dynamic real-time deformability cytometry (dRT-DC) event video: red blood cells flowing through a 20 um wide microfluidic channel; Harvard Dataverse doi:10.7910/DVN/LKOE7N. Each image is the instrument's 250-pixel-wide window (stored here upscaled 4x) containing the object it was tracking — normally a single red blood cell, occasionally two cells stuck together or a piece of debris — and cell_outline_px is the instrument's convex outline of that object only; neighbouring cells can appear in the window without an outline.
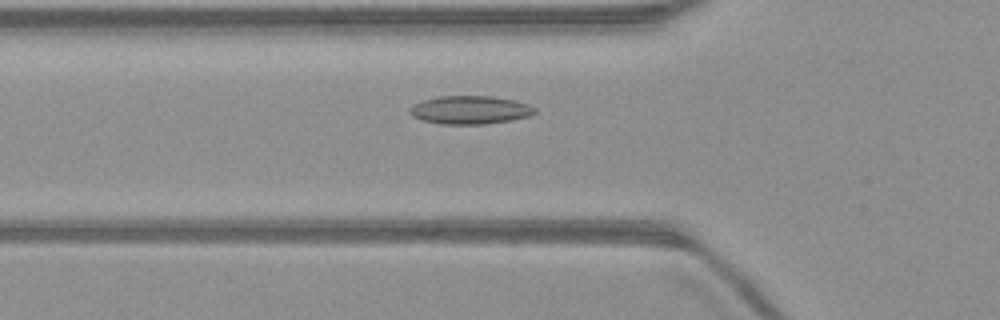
{"species": "common noctule bat (a hibernating species)", "species_latin": "Nyctalus noctula", "temperature_condition": "warm", "stored_images_in_passage": 48, "camera_frame_rate_fps": 3000, "um_per_image_px": 0.085, "animal": {"sex": "male", "body_mass_g": 23.1, "forearm_length_mm": 52.7}, "frame": {"image": 1, "passage_image": 14, "time_ms": 4.333, "image_size_px": [1000, 320], "cell_outline_px": [[536, 112], [528, 116], [512, 120], [484, 124], [440, 124], [424, 120], [412, 116], [408, 112], [408, 108], [412, 104], [424, 100], [440, 96], [492, 96], [512, 100], [528, 104], [536, 108]], "centroid_in_image_um": [39.93, 9.34], "position_along_channel_um": 85.9, "area_um2": 20.58}}
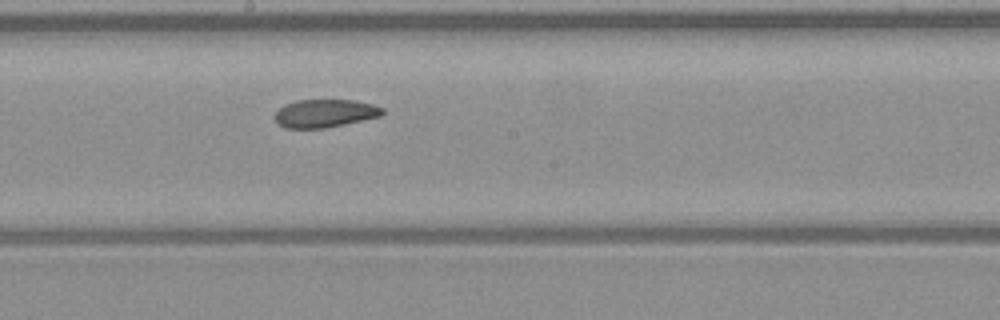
{"frame": {"image": 2, "passage_image": 24, "time_ms": 7.667, "image_size_px": [1000, 320], "cell_outline_px": [[384, 112], [380, 116], [344, 124], [324, 128], [284, 128], [276, 124], [276, 112], [284, 104], [296, 100], [352, 100], [372, 104], [384, 108]], "centroid_in_image_um": [27.59, 9.63], "position_along_channel_um": 220.6, "area_um2": 17.51}}
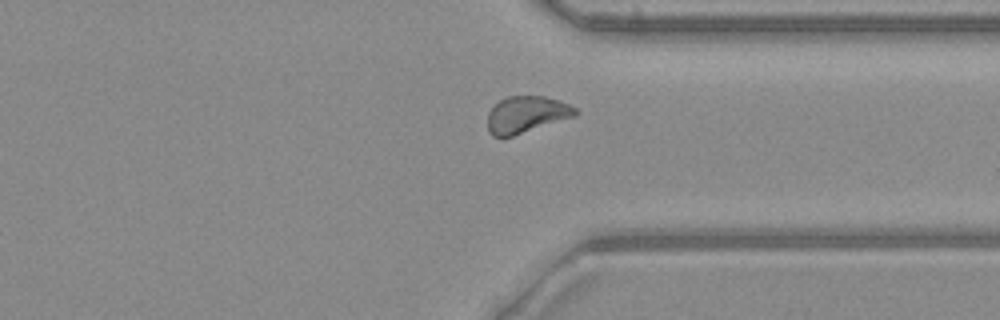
{"frame": {"image": 3, "passage_image": 35, "time_ms": 11.333, "image_size_px": [1000, 320], "cell_outline_px": [[580, 112], [576, 116], [512, 136], [492, 136], [488, 132], [488, 112], [500, 100], [508, 96], [544, 96], [560, 100], [576, 108]], "centroid_in_image_um": [44.77, 9.72], "position_along_channel_um": 366.6, "area_um2": 18.73}, "authors_computed_cell_mechanics": {"area_um2": 19.1896, "velocity_mm_per_s": 4.0112, "shape_relaxation_time_tau1_ms": null, "shape_relaxation_time_tau2_ms": 2.9614, "deformation_change_tau1": null, "deformation_change_tau2": 0.0783}}